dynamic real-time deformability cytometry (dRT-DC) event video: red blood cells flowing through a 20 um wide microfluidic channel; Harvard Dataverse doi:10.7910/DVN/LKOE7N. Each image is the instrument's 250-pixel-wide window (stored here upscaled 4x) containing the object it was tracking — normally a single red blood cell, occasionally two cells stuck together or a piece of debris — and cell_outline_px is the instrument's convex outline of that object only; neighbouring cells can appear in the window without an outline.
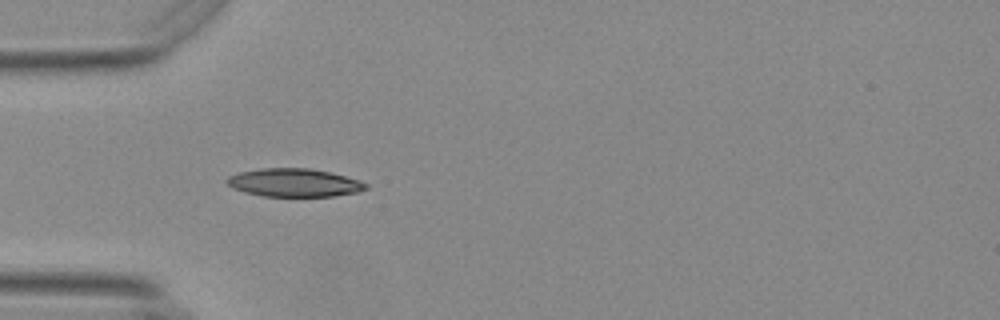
{"species": "Egyptian fruit bat (a non-hibernating species)", "species_latin": "Rousettus aegyptiacus", "temperature_condition": "warm", "stored_images_in_passage": 19, "camera_frame_rate_fps": 3000, "um_per_image_px": 0.085, "animal": {"sex": "female"}, "frame": {"image": 1, "passage_image": 6, "time_ms": 1.667, "image_size_px": [1000, 320], "cell_outline_px": [[368, 188], [356, 192], [332, 196], [264, 196], [244, 192], [232, 188], [224, 180], [228, 176], [240, 172], [260, 168], [308, 168], [328, 172], [360, 180], [368, 184]], "centroid_in_image_um": [24.97, 15.52], "position_along_channel_um": 60.0, "area_um2": 22.72}}
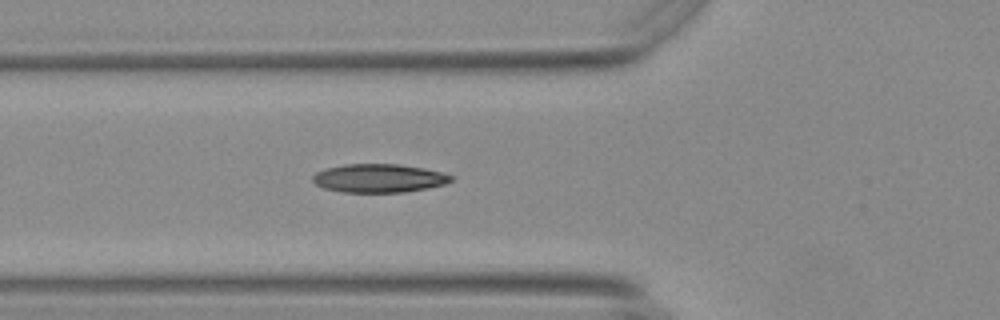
{"frame": {"image": 2, "passage_image": 9, "time_ms": 2.667, "image_size_px": [1000, 320], "cell_outline_px": [[456, 176], [452, 180], [444, 184], [428, 188], [404, 192], [344, 192], [324, 188], [316, 184], [312, 180], [312, 176], [316, 172], [324, 168], [344, 164], [400, 164], [424, 168]], "centroid_in_image_um": [32.2, 15.14], "position_along_channel_um": 93.6, "area_um2": 23.06}}